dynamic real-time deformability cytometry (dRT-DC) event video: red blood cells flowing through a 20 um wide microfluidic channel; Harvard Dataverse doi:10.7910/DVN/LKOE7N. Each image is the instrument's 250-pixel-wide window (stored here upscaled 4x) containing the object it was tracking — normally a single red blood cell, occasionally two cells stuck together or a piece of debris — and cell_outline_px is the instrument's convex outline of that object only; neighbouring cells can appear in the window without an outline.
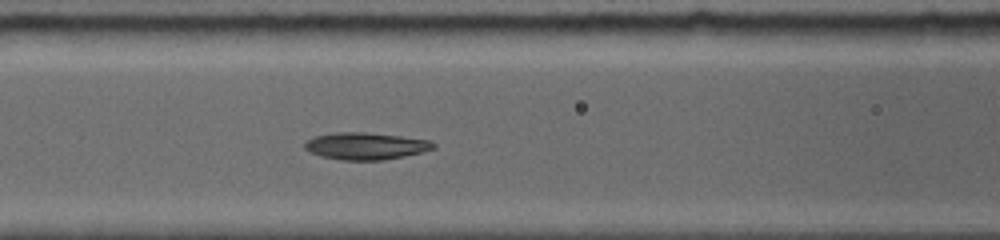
{"species": "common noctule bat (a hibernating species)", "species_latin": "Nyctalus noctula", "temperature_condition": "room temperature", "stored_images_in_passage": 19, "camera_frame_rate_fps": 5000, "um_per_image_px": 0.085, "animal": {"sex": "female", "body_mass_g": 19.0, "forearm_length_mm": 56.7}, "frame": {"image": 1, "passage_image": 7, "time_ms": 5.0, "image_size_px": [1000, 240], "cell_outline_px": [[436, 148], [424, 152], [384, 160], [340, 160], [320, 156], [308, 152], [304, 148], [304, 140], [316, 136], [332, 132], [364, 132], [400, 136], [428, 140], [436, 144]], "centroid_in_image_um": [31.05, 12.41], "position_along_channel_um": 135.6, "area_um2": 20.52}}
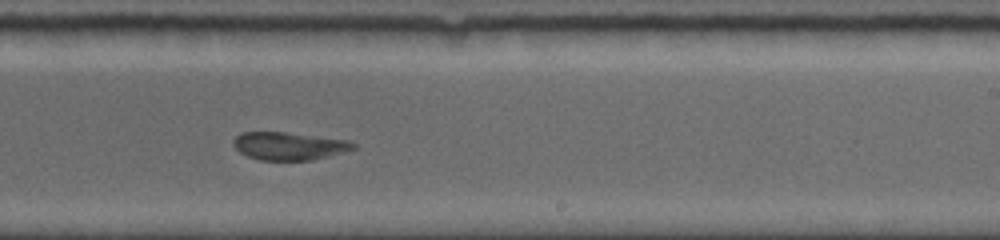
{"frame": {"image": 2, "passage_image": 12, "time_ms": 8.4, "image_size_px": [1000, 240], "cell_outline_px": [[356, 148], [328, 156], [312, 160], [260, 160], [248, 156], [240, 152], [232, 144], [232, 140], [240, 132], [284, 132], [348, 140], [356, 144]], "centroid_in_image_um": [24.54, 12.4], "position_along_channel_um": 264.5, "area_um2": 19.36}}
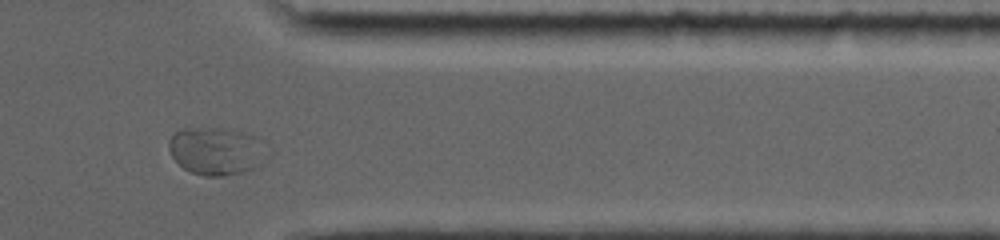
{"frame": {"image": 3, "passage_image": 17, "time_ms": 11.8, "image_size_px": [1000, 240], "cell_outline_px": [[276, 152], [260, 168], [244, 172], [224, 176], [204, 176], [192, 172], [184, 168], [172, 156], [168, 148], [168, 140], [176, 132], [184, 128], [232, 128], [248, 132], [260, 136]], "centroid_in_image_um": [18.61, 12.82], "position_along_channel_um": 392.8, "area_um2": 29.02}}